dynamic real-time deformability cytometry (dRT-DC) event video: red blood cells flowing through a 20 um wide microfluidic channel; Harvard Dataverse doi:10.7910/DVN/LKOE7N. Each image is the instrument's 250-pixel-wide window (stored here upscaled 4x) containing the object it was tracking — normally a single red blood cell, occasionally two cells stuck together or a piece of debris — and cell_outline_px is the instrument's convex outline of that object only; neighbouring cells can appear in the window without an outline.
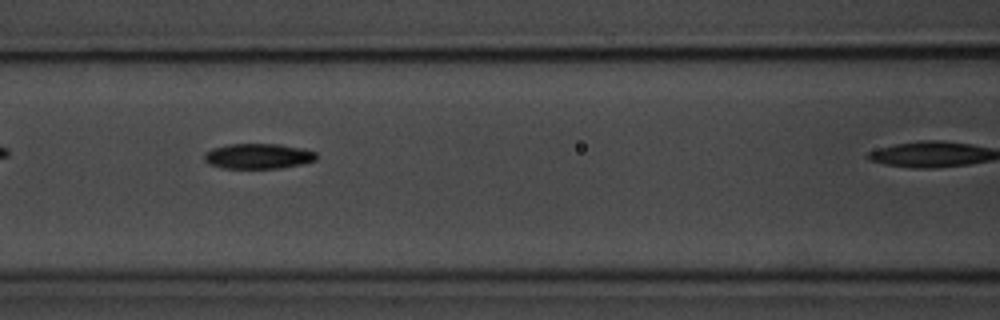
{"species": "common noctule bat (a hibernating species)", "species_latin": "Nyctalus noctula", "temperature_condition": "room temperature", "stored_images_in_passage": 5, "camera_frame_rate_fps": 3000, "um_per_image_px": 0.085, "animal": {"sex": "male", "body_mass_g": 20.1, "forearm_length_mm": 53.5}, "frame": {"image": 1, "passage_image": 4, "time_ms": 3.333, "image_size_px": [1000, 320], "cell_outline_px": [[316, 160], [300, 164], [280, 168], [224, 168], [212, 164], [204, 160], [204, 152], [212, 148], [228, 144], [280, 144], [304, 148], [316, 152]], "centroid_in_image_um": [21.95, 13.26], "position_along_channel_um": 144.6, "area_um2": 16.47}}